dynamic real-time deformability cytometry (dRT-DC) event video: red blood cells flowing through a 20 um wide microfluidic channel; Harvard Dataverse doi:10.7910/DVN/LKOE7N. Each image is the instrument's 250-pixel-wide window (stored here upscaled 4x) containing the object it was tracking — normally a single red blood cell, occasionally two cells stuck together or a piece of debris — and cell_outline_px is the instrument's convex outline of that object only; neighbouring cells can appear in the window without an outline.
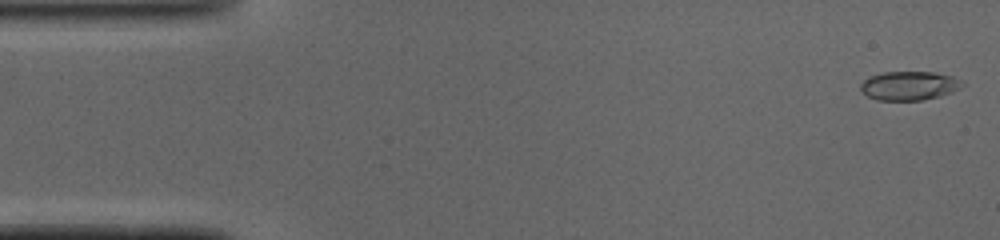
{"species": "common noctule bat (a hibernating species)", "species_latin": "Nyctalus noctula", "temperature_condition": "cold", "stored_images_in_passage": 9, "camera_frame_rate_fps": 3000, "um_per_image_px": 0.085, "animal": {"sex": "male", "body_mass_g": 19.0, "forearm_length_mm": 50.8}, "frame": {"image": 1, "passage_image": 1, "time_ms": 0.0, "image_size_px": [1000, 240], "cell_outline_px": [[964, 84], [960, 88], [952, 92], [940, 96], [920, 100], [876, 100], [868, 96], [860, 88], [860, 84], [868, 76], [884, 72], [936, 72], [952, 76], [960, 80]], "centroid_in_image_um": [77.28, 7.28], "position_along_channel_um": 7.7, "area_um2": 17.11}}